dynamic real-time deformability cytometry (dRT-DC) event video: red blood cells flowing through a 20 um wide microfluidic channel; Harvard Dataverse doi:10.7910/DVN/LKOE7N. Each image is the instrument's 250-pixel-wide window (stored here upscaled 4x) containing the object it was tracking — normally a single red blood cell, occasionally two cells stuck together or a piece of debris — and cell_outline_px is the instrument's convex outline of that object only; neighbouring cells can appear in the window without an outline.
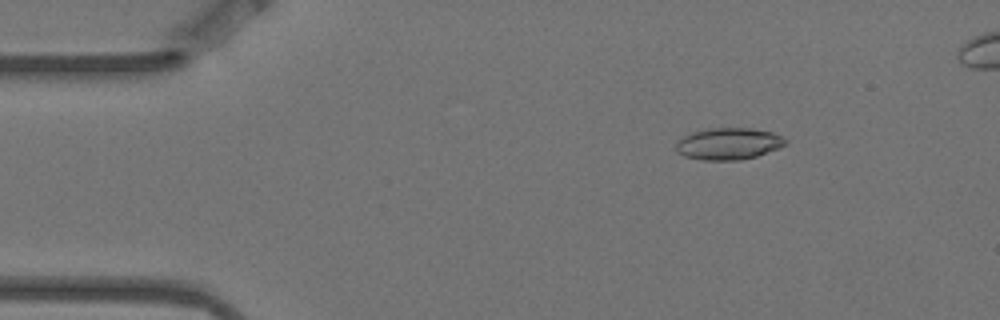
{"species": "Egyptian fruit bat (a non-hibernating species)", "species_latin": "Rousettus aegyptiacus", "temperature_condition": "warm", "stored_images_in_passage": 6, "camera_frame_rate_fps": 3000, "um_per_image_px": 0.085, "animal": {"sex": "female"}, "frame": {"image": 1, "passage_image": 3, "time_ms": 0.667, "image_size_px": [1000, 320], "cell_outline_px": [[788, 144], [780, 148], [756, 156], [740, 160], [700, 160], [684, 156], [676, 152], [676, 140], [692, 132], [708, 128], [752, 128], [772, 132], [784, 136], [788, 140]], "centroid_in_image_um": [61.94, 12.21], "position_along_channel_um": 23.1, "area_um2": 20.63}}